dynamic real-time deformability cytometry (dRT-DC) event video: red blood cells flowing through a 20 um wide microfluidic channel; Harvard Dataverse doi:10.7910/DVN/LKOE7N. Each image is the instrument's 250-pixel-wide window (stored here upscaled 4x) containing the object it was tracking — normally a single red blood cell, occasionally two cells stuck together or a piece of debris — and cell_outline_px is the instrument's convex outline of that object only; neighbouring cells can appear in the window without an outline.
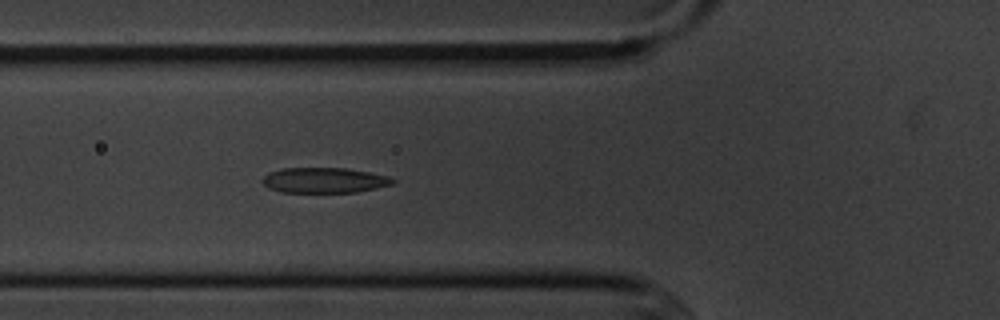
{"species": "common noctule bat (a hibernating species)", "species_latin": "Nyctalus noctula", "temperature_condition": "cold", "stored_images_in_passage": 6, "camera_frame_rate_fps": 3000, "um_per_image_px": 0.085, "animal": {"sex": "male", "body_mass_g": 20.1, "forearm_length_mm": 53.5}, "frame": {"image": 1, "passage_image": 6, "time_ms": 5.667, "image_size_px": [1000, 320], "cell_outline_px": [[396, 180], [392, 184], [376, 188], [356, 192], [280, 192], [268, 188], [260, 180], [268, 172], [280, 168], [344, 168], [368, 172], [388, 176]], "centroid_in_image_um": [27.51, 15.32], "position_along_channel_um": 98.3, "area_um2": 19.25}}